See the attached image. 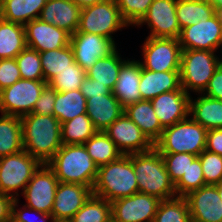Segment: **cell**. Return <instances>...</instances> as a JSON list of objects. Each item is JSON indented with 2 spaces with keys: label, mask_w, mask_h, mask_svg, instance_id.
<instances>
[{
  "label": "cell",
  "mask_w": 222,
  "mask_h": 222,
  "mask_svg": "<svg viewBox=\"0 0 222 222\" xmlns=\"http://www.w3.org/2000/svg\"><path fill=\"white\" fill-rule=\"evenodd\" d=\"M216 13L208 0H177L176 14L181 29L205 21Z\"/></svg>",
  "instance_id": "4dcf8cb0"
},
{
  "label": "cell",
  "mask_w": 222,
  "mask_h": 222,
  "mask_svg": "<svg viewBox=\"0 0 222 222\" xmlns=\"http://www.w3.org/2000/svg\"><path fill=\"white\" fill-rule=\"evenodd\" d=\"M192 222H222V203L215 185H205L185 196Z\"/></svg>",
  "instance_id": "ffe728a7"
},
{
  "label": "cell",
  "mask_w": 222,
  "mask_h": 222,
  "mask_svg": "<svg viewBox=\"0 0 222 222\" xmlns=\"http://www.w3.org/2000/svg\"><path fill=\"white\" fill-rule=\"evenodd\" d=\"M189 116L206 130L222 128V101L202 93L196 99L191 95Z\"/></svg>",
  "instance_id": "484cf974"
},
{
  "label": "cell",
  "mask_w": 222,
  "mask_h": 222,
  "mask_svg": "<svg viewBox=\"0 0 222 222\" xmlns=\"http://www.w3.org/2000/svg\"><path fill=\"white\" fill-rule=\"evenodd\" d=\"M86 77V72L76 62L69 68L59 72L48 84L58 92H66L81 88L82 81Z\"/></svg>",
  "instance_id": "f35d334b"
},
{
  "label": "cell",
  "mask_w": 222,
  "mask_h": 222,
  "mask_svg": "<svg viewBox=\"0 0 222 222\" xmlns=\"http://www.w3.org/2000/svg\"><path fill=\"white\" fill-rule=\"evenodd\" d=\"M132 164L139 192L157 197L161 201L176 197L164 159L155 148L144 153H133Z\"/></svg>",
  "instance_id": "3957f363"
},
{
  "label": "cell",
  "mask_w": 222,
  "mask_h": 222,
  "mask_svg": "<svg viewBox=\"0 0 222 222\" xmlns=\"http://www.w3.org/2000/svg\"><path fill=\"white\" fill-rule=\"evenodd\" d=\"M180 88V71L154 72L141 68L139 91L142 100L151 101L162 93Z\"/></svg>",
  "instance_id": "cb8c5ba5"
},
{
  "label": "cell",
  "mask_w": 222,
  "mask_h": 222,
  "mask_svg": "<svg viewBox=\"0 0 222 222\" xmlns=\"http://www.w3.org/2000/svg\"><path fill=\"white\" fill-rule=\"evenodd\" d=\"M92 194L93 189L88 186L59 182L51 211L54 221H69Z\"/></svg>",
  "instance_id": "e0dca14e"
},
{
  "label": "cell",
  "mask_w": 222,
  "mask_h": 222,
  "mask_svg": "<svg viewBox=\"0 0 222 222\" xmlns=\"http://www.w3.org/2000/svg\"><path fill=\"white\" fill-rule=\"evenodd\" d=\"M86 102V98L80 89L66 92L56 91L53 115L62 124L80 114H85Z\"/></svg>",
  "instance_id": "1f68e13d"
},
{
  "label": "cell",
  "mask_w": 222,
  "mask_h": 222,
  "mask_svg": "<svg viewBox=\"0 0 222 222\" xmlns=\"http://www.w3.org/2000/svg\"><path fill=\"white\" fill-rule=\"evenodd\" d=\"M214 7L215 11L222 13V0H208Z\"/></svg>",
  "instance_id": "f5cc1de1"
},
{
  "label": "cell",
  "mask_w": 222,
  "mask_h": 222,
  "mask_svg": "<svg viewBox=\"0 0 222 222\" xmlns=\"http://www.w3.org/2000/svg\"><path fill=\"white\" fill-rule=\"evenodd\" d=\"M75 62L87 72L99 58L110 55L117 45L111 39L76 31L70 36Z\"/></svg>",
  "instance_id": "9a60e30c"
},
{
  "label": "cell",
  "mask_w": 222,
  "mask_h": 222,
  "mask_svg": "<svg viewBox=\"0 0 222 222\" xmlns=\"http://www.w3.org/2000/svg\"><path fill=\"white\" fill-rule=\"evenodd\" d=\"M20 119L24 150L42 164H47L63 145L60 121L54 115L34 113Z\"/></svg>",
  "instance_id": "6da1fadb"
},
{
  "label": "cell",
  "mask_w": 222,
  "mask_h": 222,
  "mask_svg": "<svg viewBox=\"0 0 222 222\" xmlns=\"http://www.w3.org/2000/svg\"><path fill=\"white\" fill-rule=\"evenodd\" d=\"M58 184L55 172L47 164H42L22 193L26 200L24 205L51 214Z\"/></svg>",
  "instance_id": "7c38bea8"
},
{
  "label": "cell",
  "mask_w": 222,
  "mask_h": 222,
  "mask_svg": "<svg viewBox=\"0 0 222 222\" xmlns=\"http://www.w3.org/2000/svg\"><path fill=\"white\" fill-rule=\"evenodd\" d=\"M119 54L116 48L110 55L99 58L86 72V76L96 80V83L105 85L112 91L117 82L120 69L126 61Z\"/></svg>",
  "instance_id": "f546056e"
},
{
  "label": "cell",
  "mask_w": 222,
  "mask_h": 222,
  "mask_svg": "<svg viewBox=\"0 0 222 222\" xmlns=\"http://www.w3.org/2000/svg\"><path fill=\"white\" fill-rule=\"evenodd\" d=\"M16 199L0 193V222L12 221L13 203Z\"/></svg>",
  "instance_id": "f907efd6"
},
{
  "label": "cell",
  "mask_w": 222,
  "mask_h": 222,
  "mask_svg": "<svg viewBox=\"0 0 222 222\" xmlns=\"http://www.w3.org/2000/svg\"><path fill=\"white\" fill-rule=\"evenodd\" d=\"M178 41L182 50L222 49V13L216 12L205 21L181 29Z\"/></svg>",
  "instance_id": "8fae6325"
},
{
  "label": "cell",
  "mask_w": 222,
  "mask_h": 222,
  "mask_svg": "<svg viewBox=\"0 0 222 222\" xmlns=\"http://www.w3.org/2000/svg\"><path fill=\"white\" fill-rule=\"evenodd\" d=\"M177 0H153L148 12L137 27L144 24L150 29L147 37H164L178 39L181 28L176 14Z\"/></svg>",
  "instance_id": "5bb4252c"
},
{
  "label": "cell",
  "mask_w": 222,
  "mask_h": 222,
  "mask_svg": "<svg viewBox=\"0 0 222 222\" xmlns=\"http://www.w3.org/2000/svg\"><path fill=\"white\" fill-rule=\"evenodd\" d=\"M139 192L138 182L132 164V154L98 167L93 194L110 203Z\"/></svg>",
  "instance_id": "277c9868"
},
{
  "label": "cell",
  "mask_w": 222,
  "mask_h": 222,
  "mask_svg": "<svg viewBox=\"0 0 222 222\" xmlns=\"http://www.w3.org/2000/svg\"><path fill=\"white\" fill-rule=\"evenodd\" d=\"M55 98L56 90L47 84L39 96V99L36 101L32 113L39 115H53Z\"/></svg>",
  "instance_id": "bcb514c9"
},
{
  "label": "cell",
  "mask_w": 222,
  "mask_h": 222,
  "mask_svg": "<svg viewBox=\"0 0 222 222\" xmlns=\"http://www.w3.org/2000/svg\"><path fill=\"white\" fill-rule=\"evenodd\" d=\"M122 18L131 26H135L148 12L153 0H115Z\"/></svg>",
  "instance_id": "b9f144b4"
},
{
  "label": "cell",
  "mask_w": 222,
  "mask_h": 222,
  "mask_svg": "<svg viewBox=\"0 0 222 222\" xmlns=\"http://www.w3.org/2000/svg\"><path fill=\"white\" fill-rule=\"evenodd\" d=\"M26 45L39 53L70 45V34L39 18L24 25Z\"/></svg>",
  "instance_id": "ac0fdd59"
},
{
  "label": "cell",
  "mask_w": 222,
  "mask_h": 222,
  "mask_svg": "<svg viewBox=\"0 0 222 222\" xmlns=\"http://www.w3.org/2000/svg\"><path fill=\"white\" fill-rule=\"evenodd\" d=\"M80 90L86 99L97 97L100 95H108L112 92L105 85L96 83V80H92L88 78L87 76L82 81Z\"/></svg>",
  "instance_id": "c3c4849f"
},
{
  "label": "cell",
  "mask_w": 222,
  "mask_h": 222,
  "mask_svg": "<svg viewBox=\"0 0 222 222\" xmlns=\"http://www.w3.org/2000/svg\"><path fill=\"white\" fill-rule=\"evenodd\" d=\"M21 79L44 80L43 68L39 52L26 47L15 57Z\"/></svg>",
  "instance_id": "74e56055"
},
{
  "label": "cell",
  "mask_w": 222,
  "mask_h": 222,
  "mask_svg": "<svg viewBox=\"0 0 222 222\" xmlns=\"http://www.w3.org/2000/svg\"><path fill=\"white\" fill-rule=\"evenodd\" d=\"M96 132L88 115L80 114L61 124V141L67 145L84 144Z\"/></svg>",
  "instance_id": "836d02e7"
},
{
  "label": "cell",
  "mask_w": 222,
  "mask_h": 222,
  "mask_svg": "<svg viewBox=\"0 0 222 222\" xmlns=\"http://www.w3.org/2000/svg\"><path fill=\"white\" fill-rule=\"evenodd\" d=\"M86 101V114L97 131H105L124 113V108L112 92Z\"/></svg>",
  "instance_id": "603a6c76"
},
{
  "label": "cell",
  "mask_w": 222,
  "mask_h": 222,
  "mask_svg": "<svg viewBox=\"0 0 222 222\" xmlns=\"http://www.w3.org/2000/svg\"><path fill=\"white\" fill-rule=\"evenodd\" d=\"M164 159L167 173L175 185L186 173L189 165L198 157L190 153H160Z\"/></svg>",
  "instance_id": "60d3db41"
},
{
  "label": "cell",
  "mask_w": 222,
  "mask_h": 222,
  "mask_svg": "<svg viewBox=\"0 0 222 222\" xmlns=\"http://www.w3.org/2000/svg\"><path fill=\"white\" fill-rule=\"evenodd\" d=\"M203 95L221 100L222 101V65L215 70L212 78L209 80V83L205 90L202 92Z\"/></svg>",
  "instance_id": "7dc6e473"
},
{
  "label": "cell",
  "mask_w": 222,
  "mask_h": 222,
  "mask_svg": "<svg viewBox=\"0 0 222 222\" xmlns=\"http://www.w3.org/2000/svg\"><path fill=\"white\" fill-rule=\"evenodd\" d=\"M81 8L72 0H47L39 19L73 35L79 27Z\"/></svg>",
  "instance_id": "44dd1931"
},
{
  "label": "cell",
  "mask_w": 222,
  "mask_h": 222,
  "mask_svg": "<svg viewBox=\"0 0 222 222\" xmlns=\"http://www.w3.org/2000/svg\"><path fill=\"white\" fill-rule=\"evenodd\" d=\"M21 79L15 58L0 59V91Z\"/></svg>",
  "instance_id": "ee69618b"
},
{
  "label": "cell",
  "mask_w": 222,
  "mask_h": 222,
  "mask_svg": "<svg viewBox=\"0 0 222 222\" xmlns=\"http://www.w3.org/2000/svg\"><path fill=\"white\" fill-rule=\"evenodd\" d=\"M160 199L137 192L111 202L112 222H153Z\"/></svg>",
  "instance_id": "4fadbf2b"
},
{
  "label": "cell",
  "mask_w": 222,
  "mask_h": 222,
  "mask_svg": "<svg viewBox=\"0 0 222 222\" xmlns=\"http://www.w3.org/2000/svg\"><path fill=\"white\" fill-rule=\"evenodd\" d=\"M83 145L98 167L115 161L123 155L104 131H97Z\"/></svg>",
  "instance_id": "d6a6232c"
},
{
  "label": "cell",
  "mask_w": 222,
  "mask_h": 222,
  "mask_svg": "<svg viewBox=\"0 0 222 222\" xmlns=\"http://www.w3.org/2000/svg\"><path fill=\"white\" fill-rule=\"evenodd\" d=\"M67 222H112L111 203L92 194L87 202Z\"/></svg>",
  "instance_id": "d590c367"
},
{
  "label": "cell",
  "mask_w": 222,
  "mask_h": 222,
  "mask_svg": "<svg viewBox=\"0 0 222 222\" xmlns=\"http://www.w3.org/2000/svg\"><path fill=\"white\" fill-rule=\"evenodd\" d=\"M141 68L139 60H130L127 58L120 69L112 93L123 108L142 100L139 91Z\"/></svg>",
  "instance_id": "7402d4cb"
},
{
  "label": "cell",
  "mask_w": 222,
  "mask_h": 222,
  "mask_svg": "<svg viewBox=\"0 0 222 222\" xmlns=\"http://www.w3.org/2000/svg\"><path fill=\"white\" fill-rule=\"evenodd\" d=\"M143 69L154 72L180 71L182 48L176 38L146 37L141 48Z\"/></svg>",
  "instance_id": "9c48e42d"
},
{
  "label": "cell",
  "mask_w": 222,
  "mask_h": 222,
  "mask_svg": "<svg viewBox=\"0 0 222 222\" xmlns=\"http://www.w3.org/2000/svg\"><path fill=\"white\" fill-rule=\"evenodd\" d=\"M153 222H192L185 197H174L159 203Z\"/></svg>",
  "instance_id": "8d00e7d4"
},
{
  "label": "cell",
  "mask_w": 222,
  "mask_h": 222,
  "mask_svg": "<svg viewBox=\"0 0 222 222\" xmlns=\"http://www.w3.org/2000/svg\"><path fill=\"white\" fill-rule=\"evenodd\" d=\"M206 185H216L222 180V156L204 150L198 155Z\"/></svg>",
  "instance_id": "7bdbcfd3"
},
{
  "label": "cell",
  "mask_w": 222,
  "mask_h": 222,
  "mask_svg": "<svg viewBox=\"0 0 222 222\" xmlns=\"http://www.w3.org/2000/svg\"><path fill=\"white\" fill-rule=\"evenodd\" d=\"M205 150L222 156V128L207 130Z\"/></svg>",
  "instance_id": "681fc988"
},
{
  "label": "cell",
  "mask_w": 222,
  "mask_h": 222,
  "mask_svg": "<svg viewBox=\"0 0 222 222\" xmlns=\"http://www.w3.org/2000/svg\"><path fill=\"white\" fill-rule=\"evenodd\" d=\"M19 199H16L13 203L12 222H55L51 214L43 213L35 209L23 206L18 208ZM29 213L35 214L39 221L32 218Z\"/></svg>",
  "instance_id": "f6af8a7d"
},
{
  "label": "cell",
  "mask_w": 222,
  "mask_h": 222,
  "mask_svg": "<svg viewBox=\"0 0 222 222\" xmlns=\"http://www.w3.org/2000/svg\"><path fill=\"white\" fill-rule=\"evenodd\" d=\"M39 55L43 68L44 81L46 83L75 62L70 45L56 50L44 51L39 53Z\"/></svg>",
  "instance_id": "e575fe53"
},
{
  "label": "cell",
  "mask_w": 222,
  "mask_h": 222,
  "mask_svg": "<svg viewBox=\"0 0 222 222\" xmlns=\"http://www.w3.org/2000/svg\"><path fill=\"white\" fill-rule=\"evenodd\" d=\"M220 197V203H222V180L215 185Z\"/></svg>",
  "instance_id": "db71d44e"
},
{
  "label": "cell",
  "mask_w": 222,
  "mask_h": 222,
  "mask_svg": "<svg viewBox=\"0 0 222 222\" xmlns=\"http://www.w3.org/2000/svg\"><path fill=\"white\" fill-rule=\"evenodd\" d=\"M128 26L115 0H110L82 8L77 31L102 35L115 43L113 33Z\"/></svg>",
  "instance_id": "ba28073f"
},
{
  "label": "cell",
  "mask_w": 222,
  "mask_h": 222,
  "mask_svg": "<svg viewBox=\"0 0 222 222\" xmlns=\"http://www.w3.org/2000/svg\"><path fill=\"white\" fill-rule=\"evenodd\" d=\"M24 150L22 123L18 116L2 114L0 116V158Z\"/></svg>",
  "instance_id": "83f0119b"
},
{
  "label": "cell",
  "mask_w": 222,
  "mask_h": 222,
  "mask_svg": "<svg viewBox=\"0 0 222 222\" xmlns=\"http://www.w3.org/2000/svg\"><path fill=\"white\" fill-rule=\"evenodd\" d=\"M124 113L140 128L147 138L155 144L161 137L163 127L150 100H140L124 108Z\"/></svg>",
  "instance_id": "d4e9b609"
},
{
  "label": "cell",
  "mask_w": 222,
  "mask_h": 222,
  "mask_svg": "<svg viewBox=\"0 0 222 222\" xmlns=\"http://www.w3.org/2000/svg\"><path fill=\"white\" fill-rule=\"evenodd\" d=\"M104 132L123 155L144 153L154 148V144L125 113Z\"/></svg>",
  "instance_id": "2e32d148"
},
{
  "label": "cell",
  "mask_w": 222,
  "mask_h": 222,
  "mask_svg": "<svg viewBox=\"0 0 222 222\" xmlns=\"http://www.w3.org/2000/svg\"><path fill=\"white\" fill-rule=\"evenodd\" d=\"M47 0H5L0 4V17L9 22L25 25L39 18Z\"/></svg>",
  "instance_id": "4316f807"
},
{
  "label": "cell",
  "mask_w": 222,
  "mask_h": 222,
  "mask_svg": "<svg viewBox=\"0 0 222 222\" xmlns=\"http://www.w3.org/2000/svg\"><path fill=\"white\" fill-rule=\"evenodd\" d=\"M44 80L20 79L0 91V113L22 117L32 113L44 87Z\"/></svg>",
  "instance_id": "30bf717a"
},
{
  "label": "cell",
  "mask_w": 222,
  "mask_h": 222,
  "mask_svg": "<svg viewBox=\"0 0 222 222\" xmlns=\"http://www.w3.org/2000/svg\"><path fill=\"white\" fill-rule=\"evenodd\" d=\"M41 165L38 159L25 150L0 158V193L18 199L19 189H22V195L33 174Z\"/></svg>",
  "instance_id": "52a82bcc"
},
{
  "label": "cell",
  "mask_w": 222,
  "mask_h": 222,
  "mask_svg": "<svg viewBox=\"0 0 222 222\" xmlns=\"http://www.w3.org/2000/svg\"><path fill=\"white\" fill-rule=\"evenodd\" d=\"M207 130L190 116L189 119L163 129L154 144L159 153H190L199 155L206 147Z\"/></svg>",
  "instance_id": "5b68a950"
},
{
  "label": "cell",
  "mask_w": 222,
  "mask_h": 222,
  "mask_svg": "<svg viewBox=\"0 0 222 222\" xmlns=\"http://www.w3.org/2000/svg\"><path fill=\"white\" fill-rule=\"evenodd\" d=\"M75 2L81 9L87 6L104 3L110 0H72Z\"/></svg>",
  "instance_id": "816d5d0a"
},
{
  "label": "cell",
  "mask_w": 222,
  "mask_h": 222,
  "mask_svg": "<svg viewBox=\"0 0 222 222\" xmlns=\"http://www.w3.org/2000/svg\"><path fill=\"white\" fill-rule=\"evenodd\" d=\"M216 51L182 50L180 63L181 87L187 94L190 91L202 93L215 70L221 64Z\"/></svg>",
  "instance_id": "8992f818"
},
{
  "label": "cell",
  "mask_w": 222,
  "mask_h": 222,
  "mask_svg": "<svg viewBox=\"0 0 222 222\" xmlns=\"http://www.w3.org/2000/svg\"><path fill=\"white\" fill-rule=\"evenodd\" d=\"M204 175L200 159L197 157L184 173L181 179L174 185L176 196L185 197L190 192L205 186Z\"/></svg>",
  "instance_id": "ab89813d"
},
{
  "label": "cell",
  "mask_w": 222,
  "mask_h": 222,
  "mask_svg": "<svg viewBox=\"0 0 222 222\" xmlns=\"http://www.w3.org/2000/svg\"><path fill=\"white\" fill-rule=\"evenodd\" d=\"M26 47L24 25L0 17V59L15 58Z\"/></svg>",
  "instance_id": "f1b7e54d"
},
{
  "label": "cell",
  "mask_w": 222,
  "mask_h": 222,
  "mask_svg": "<svg viewBox=\"0 0 222 222\" xmlns=\"http://www.w3.org/2000/svg\"><path fill=\"white\" fill-rule=\"evenodd\" d=\"M47 165L55 172L59 182L94 187L98 166L83 144H63Z\"/></svg>",
  "instance_id": "7a4b0ae2"
},
{
  "label": "cell",
  "mask_w": 222,
  "mask_h": 222,
  "mask_svg": "<svg viewBox=\"0 0 222 222\" xmlns=\"http://www.w3.org/2000/svg\"><path fill=\"white\" fill-rule=\"evenodd\" d=\"M190 97L191 94H187L181 87L151 100L153 110L163 128L189 118Z\"/></svg>",
  "instance_id": "d6986e66"
}]
</instances>
